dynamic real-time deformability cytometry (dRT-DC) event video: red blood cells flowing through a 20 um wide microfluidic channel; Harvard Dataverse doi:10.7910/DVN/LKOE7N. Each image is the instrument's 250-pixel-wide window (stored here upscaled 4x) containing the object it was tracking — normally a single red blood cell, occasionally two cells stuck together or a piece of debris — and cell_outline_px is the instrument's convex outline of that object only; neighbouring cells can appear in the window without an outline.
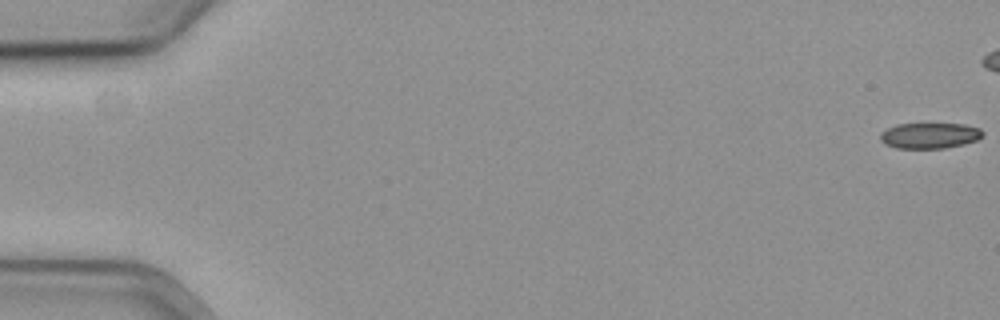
{"species": "common noctule bat (a hibernating species)", "species_latin": "Nyctalus noctula", "temperature_condition": "cold", "stored_images_in_passage": 48, "camera_frame_rate_fps": 3000, "um_per_image_px": 0.085, "animal": {"sex": "female", "body_mass_g": 19.3, "forearm_length_mm": 54.1}, "frame": {"image": 1, "passage_image": 1, "time_ms": 0.0, "image_size_px": [1000, 320], "cell_outline_px": [[984, 136], [976, 140], [964, 144], [944, 148], [896, 148], [884, 144], [880, 140], [880, 132], [896, 124], [964, 124], [980, 128], [984, 132]], "centroid_in_image_um": [79.02, 11.52], "position_along_channel_um": 6.0, "area_um2": 15.43}}
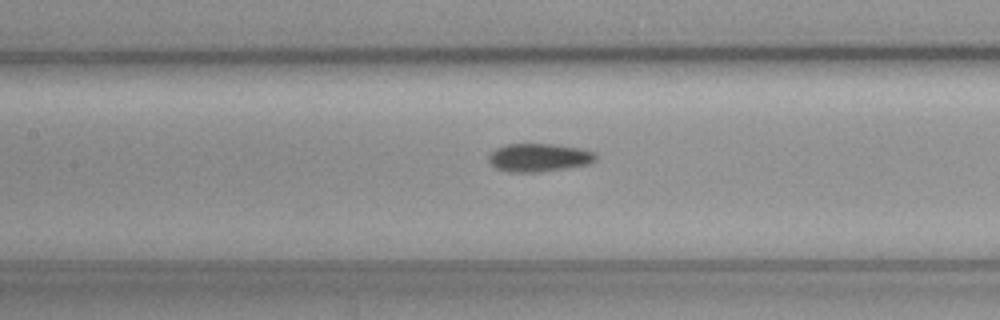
{"frame": {"image": 2, "passage_image": 28, "time_ms": 9.0, "image_size_px": [1000, 320], "cell_outline_px": [[596, 160], [588, 164], [568, 168], [540, 172], [508, 172], [496, 168], [488, 160], [488, 156], [496, 148], [508, 144], [552, 144], [580, 148], [596, 152]], "centroid_in_image_um": [45.83, 13.4], "position_along_channel_um": 161.6, "area_um2": 17.63}}
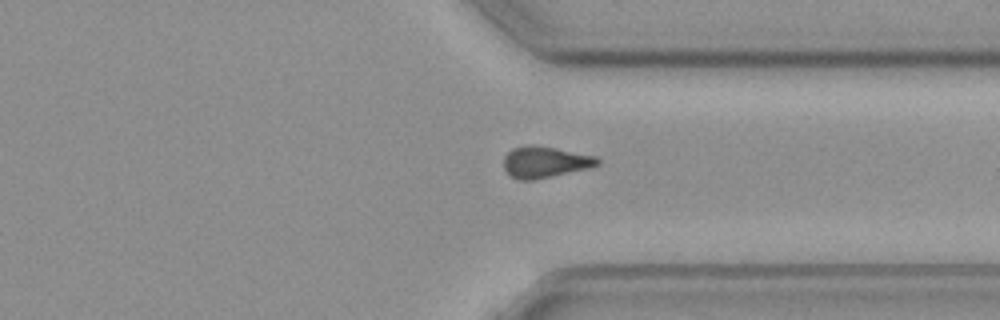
{"frame": {"image": 3, "passage_image": 45, "time_ms": 14.667, "image_size_px": [1000, 320], "cell_outline_px": [[600, 164], [588, 168], [552, 176], [532, 180], [520, 180], [512, 176], [504, 168], [504, 156], [512, 148], [528, 144], [532, 144], [556, 148], [596, 156], [600, 160]], "centroid_in_image_um": [46.32, 13.76], "position_along_channel_um": 365.1, "area_um2": 17.05}}